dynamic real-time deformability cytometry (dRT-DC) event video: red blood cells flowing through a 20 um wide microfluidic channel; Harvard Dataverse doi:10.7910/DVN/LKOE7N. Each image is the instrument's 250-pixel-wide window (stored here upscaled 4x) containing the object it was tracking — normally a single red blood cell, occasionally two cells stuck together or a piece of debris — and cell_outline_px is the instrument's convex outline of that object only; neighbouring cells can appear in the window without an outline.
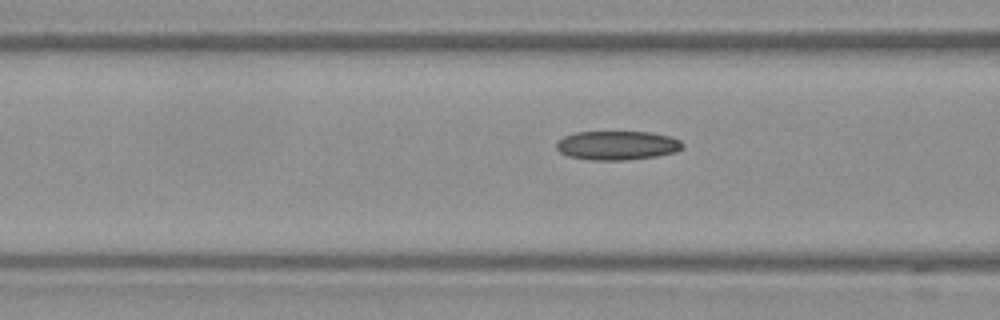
{"species": "Egyptian fruit bat (a non-hibernating species)", "species_latin": "Rousettus aegyptiacus", "temperature_condition": "warm", "stored_images_in_passage": 8, "camera_frame_rate_fps": 3000, "um_per_image_px": 0.085, "frame": {"image": 1, "passage_image": 6, "time_ms": 1.667, "image_size_px": [1000, 320], "cell_outline_px": [[684, 148], [676, 152], [656, 156], [628, 160], [588, 160], [568, 156], [560, 152], [556, 148], [556, 140], [564, 136], [576, 132], [652, 132], [668, 136], [680, 140], [684, 144]], "centroid_in_image_um": [52.46, 12.36], "position_along_channel_um": 114.1, "area_um2": 21.56}}